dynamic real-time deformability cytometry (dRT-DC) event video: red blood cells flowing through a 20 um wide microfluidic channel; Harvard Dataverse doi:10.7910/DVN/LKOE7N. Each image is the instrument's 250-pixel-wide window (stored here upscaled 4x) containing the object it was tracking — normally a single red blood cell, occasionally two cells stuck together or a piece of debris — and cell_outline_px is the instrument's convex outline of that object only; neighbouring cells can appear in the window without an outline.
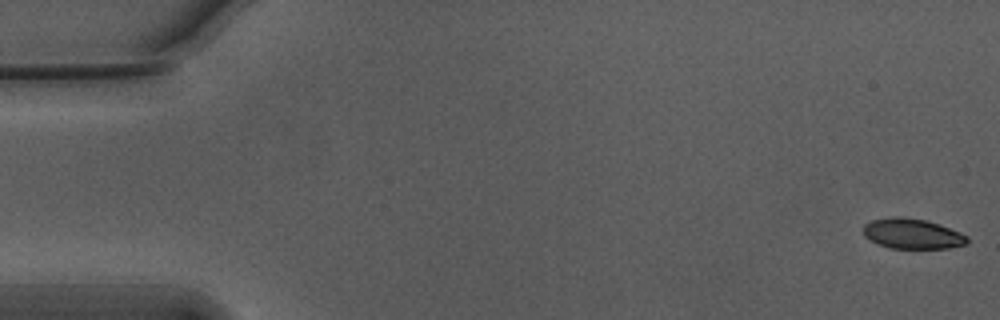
{"species": "Egyptian fruit bat (a non-hibernating species)", "species_latin": "Rousettus aegyptiacus", "temperature_condition": "warm", "stored_images_in_passage": 55, "camera_frame_rate_fps": 3000, "um_per_image_px": 0.085, "animal": {"sex": "male"}, "frame": {"image": 1, "passage_image": 1, "time_ms": 0.0, "image_size_px": [1000, 320], "cell_outline_px": [[968, 244], [948, 248], [892, 248], [880, 244], [864, 236], [864, 224], [872, 220], [888, 216], [904, 216], [924, 220], [960, 232], [968, 236]], "centroid_in_image_um": [77.54, 19.85], "position_along_channel_um": 7.5, "area_um2": 18.15}}
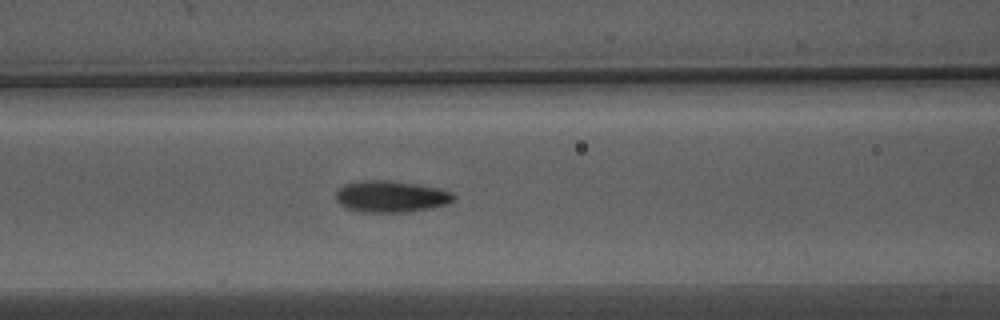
{"frame": {"image": 2, "passage_image": 23, "time_ms": 7.333, "image_size_px": [1000, 320], "cell_outline_px": [[456, 196], [452, 200], [444, 204], [428, 208], [404, 212], [364, 212], [348, 208], [340, 204], [336, 200], [336, 192], [344, 184], [364, 180], [388, 180], [416, 184], [440, 188], [452, 192]], "centroid_in_image_um": [33.21, 16.69], "position_along_channel_um": 133.4, "area_um2": 21.39}}
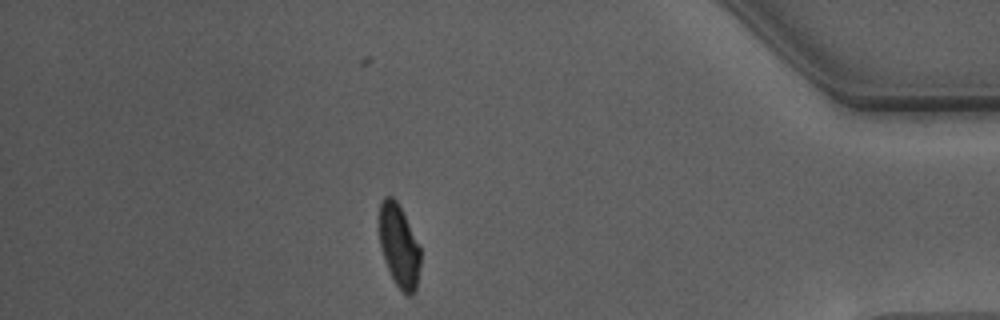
{"frame": {"image": 3, "passage_image": 48, "time_ms": 15.667, "image_size_px": [1000, 320], "cell_outline_px": [[420, 268], [416, 288], [412, 296], [408, 296], [396, 284], [388, 268], [380, 244], [380, 200], [384, 196], [392, 196], [396, 200], [420, 248]], "centroid_in_image_um": [33.92, 20.91], "position_along_channel_um": 401.3, "area_um2": 19.31}, "authors_computed_cell_mechanics": {"area_um2": 20.519, "velocity_mm_per_s": 3.7469, "shape_relaxation_time_tau1_ms": 3.0101, "shape_relaxation_time_tau2_ms": 1.2398, "deformation_change_tau1": 0.1313, "deformation_change_tau2": 0.0644}}